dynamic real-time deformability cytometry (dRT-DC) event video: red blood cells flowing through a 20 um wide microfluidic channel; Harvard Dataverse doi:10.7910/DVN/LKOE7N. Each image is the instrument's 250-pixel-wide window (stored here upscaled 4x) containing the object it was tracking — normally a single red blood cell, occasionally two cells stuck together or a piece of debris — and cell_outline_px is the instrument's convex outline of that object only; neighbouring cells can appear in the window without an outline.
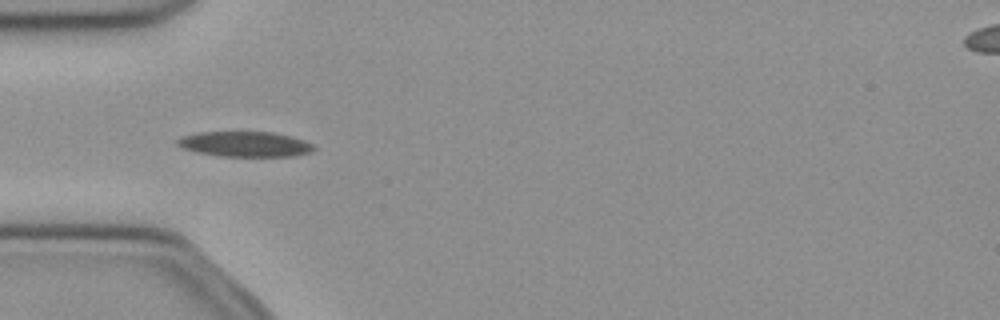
{"species": "common noctule bat (a hibernating species)", "species_latin": "Nyctalus noctula", "temperature_condition": "cold", "stored_images_in_passage": 37, "camera_frame_rate_fps": 3000, "um_per_image_px": 0.085, "animal": {"sex": "female", "body_mass_g": 21.9}, "frame": {"image": 1, "passage_image": 1, "time_ms": 0.0, "image_size_px": [1000, 320], "cell_outline_px": [[316, 148], [312, 152], [296, 156], [216, 156], [196, 152], [180, 148], [176, 144], [176, 140], [180, 136], [196, 132], [272, 132], [292, 136], [304, 140], [312, 144]], "centroid_in_image_um": [20.79, 12.25], "position_along_channel_um": 64.2, "area_um2": 20.4}}
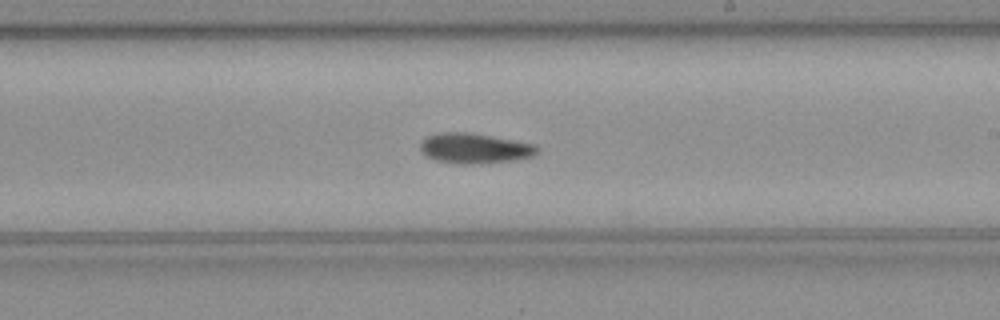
{"frame": {"image": 2, "passage_image": 15, "time_ms": 4.667, "image_size_px": [1000, 320], "cell_outline_px": [[540, 152], [532, 156], [512, 160], [472, 164], [460, 164], [436, 160], [420, 152], [420, 140], [436, 132], [472, 132], [536, 144], [540, 148]], "centroid_in_image_um": [40.34, 12.59], "position_along_channel_um": 248.7, "area_um2": 20.81}}
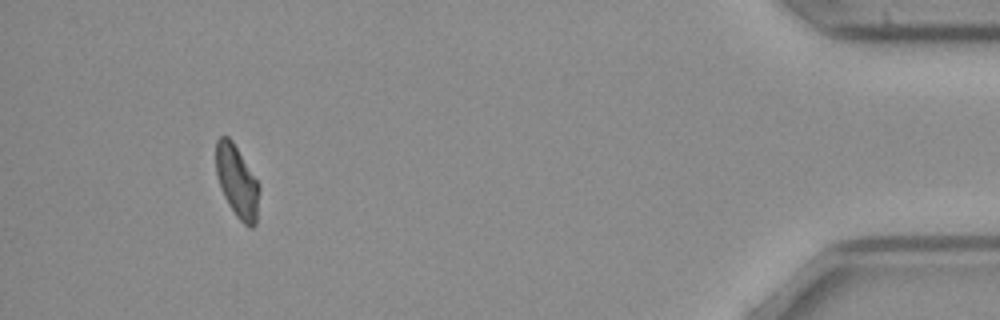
{"frame": {"image": 3, "passage_image": 33, "time_ms": 10.667, "image_size_px": [1000, 320], "cell_outline_px": [[260, 188], [256, 224], [252, 228], [244, 224], [236, 216], [228, 204], [220, 188], [216, 176], [216, 140], [220, 136], [228, 136], [232, 140], [260, 184]], "centroid_in_image_um": [20.15, 15.43], "position_along_channel_um": 415.0, "area_um2": 18.38}}